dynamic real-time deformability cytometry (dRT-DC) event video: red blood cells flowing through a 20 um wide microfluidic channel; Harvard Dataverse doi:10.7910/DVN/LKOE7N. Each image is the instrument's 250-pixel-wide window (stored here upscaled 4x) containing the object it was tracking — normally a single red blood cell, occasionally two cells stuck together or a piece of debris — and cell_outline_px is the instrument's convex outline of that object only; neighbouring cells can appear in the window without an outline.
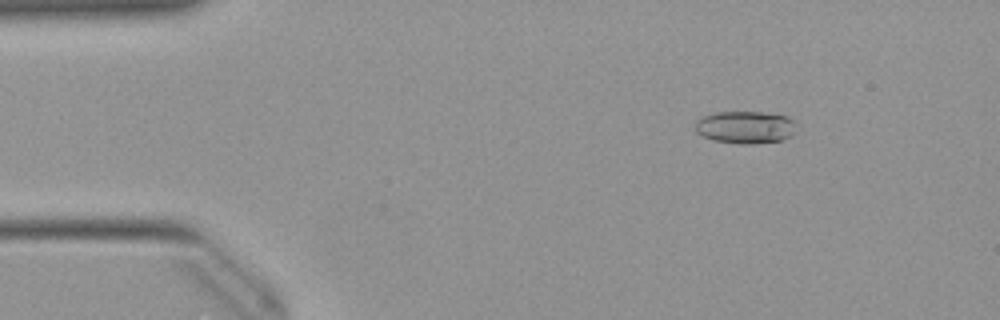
{"species": "Egyptian fruit bat (a non-hibernating species)", "species_latin": "Rousettus aegyptiacus", "temperature_condition": "warm", "stored_images_in_passage": 51, "camera_frame_rate_fps": 3000, "um_per_image_px": 0.085, "animal": {"sex": "female"}, "frame": {"image": 1, "passage_image": 7, "time_ms": 2.0, "image_size_px": [1000, 320], "cell_outline_px": [[792, 132], [784, 140], [752, 144], [736, 144], [712, 140], [696, 132], [696, 120], [700, 116], [716, 112], [760, 112], [788, 116], [792, 120]], "centroid_in_image_um": [63.27, 10.82], "position_along_channel_um": 21.7, "area_um2": 19.02}}
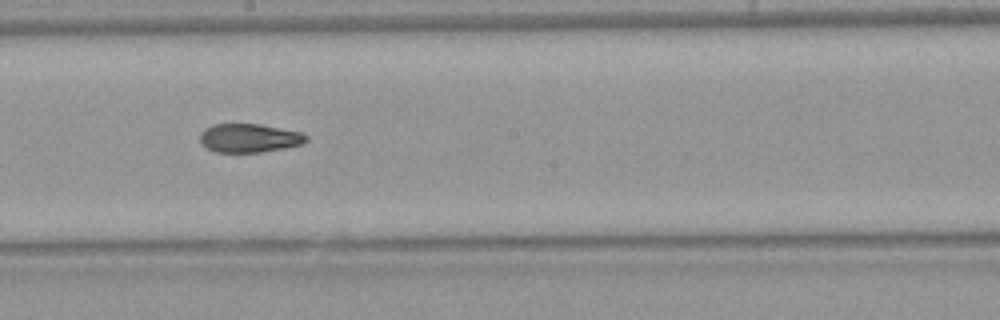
{"frame": {"image": 2, "passage_image": 28, "time_ms": 9.0, "image_size_px": [1000, 320], "cell_outline_px": [[308, 140], [304, 144], [284, 148], [260, 152], [216, 152], [200, 144], [200, 132], [204, 128], [212, 124], [260, 124], [300, 132], [308, 136]], "centroid_in_image_um": [21.17, 11.73], "position_along_channel_um": 227.0, "area_um2": 17.86}}
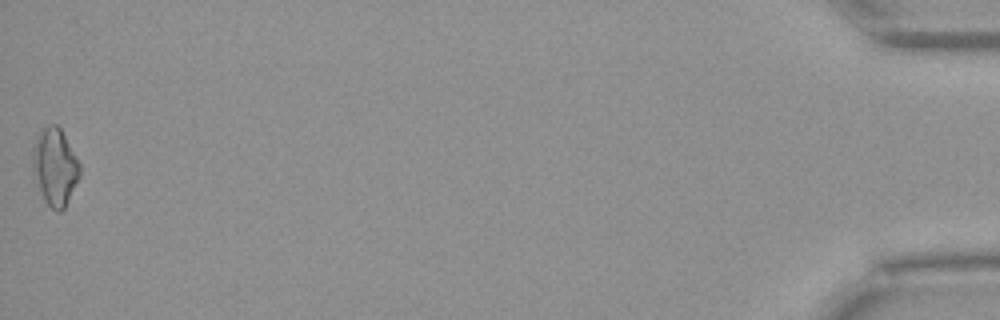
{"frame": {"image": 3, "passage_image": 51, "time_ms": 16.667, "image_size_px": [1000, 320], "cell_outline_px": [[80, 176], [64, 208], [60, 212], [56, 212], [44, 200], [32, 164], [32, 148], [36, 136], [48, 124], [56, 124], [60, 128], [80, 164]], "centroid_in_image_um": [4.67, 14.16], "position_along_channel_um": 430.5, "area_um2": 20.75}, "authors_computed_cell_mechanics": {"area_um2": 18.6694, "velocity_mm_per_s": 3.9987, "shape_relaxation_time_tau1_ms": null, "shape_relaxation_time_tau2_ms": 2.8411, "deformation_change_tau1": null, "deformation_change_tau2": 0.092}}